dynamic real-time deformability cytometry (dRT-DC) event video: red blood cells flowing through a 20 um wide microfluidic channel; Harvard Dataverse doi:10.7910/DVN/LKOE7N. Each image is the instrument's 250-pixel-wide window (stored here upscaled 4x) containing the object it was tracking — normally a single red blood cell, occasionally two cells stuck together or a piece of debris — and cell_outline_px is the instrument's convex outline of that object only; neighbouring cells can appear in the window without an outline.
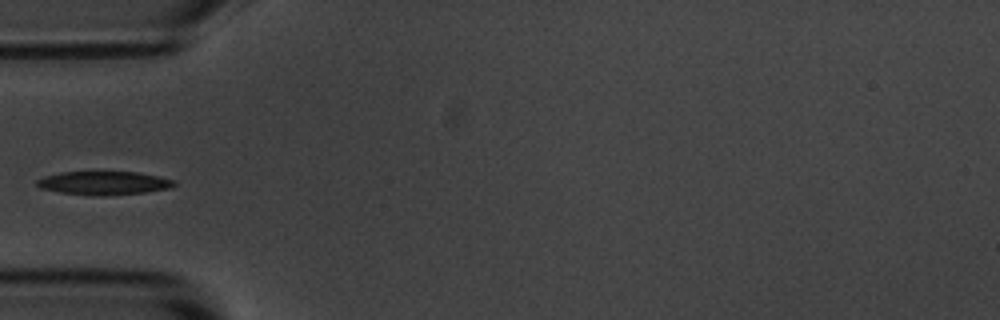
{"species": "common noctule bat (a hibernating species)", "species_latin": "Nyctalus noctula", "temperature_condition": "room temperature", "stored_images_in_passage": 5, "camera_frame_rate_fps": 3000, "um_per_image_px": 0.085, "animal": {"sex": "male", "body_mass_g": 20.1, "forearm_length_mm": 53.5}, "frame": {"image": 1, "passage_image": 5, "time_ms": 5.667, "image_size_px": [1000, 320], "cell_outline_px": [[176, 184], [172, 188], [144, 192], [104, 196], [92, 196], [60, 192], [40, 188], [36, 184], [36, 180], [44, 176], [60, 172], [136, 172], [160, 176], [176, 180]], "centroid_in_image_um": [8.84, 15.56], "position_along_channel_um": 76.2, "area_um2": 18.96}}